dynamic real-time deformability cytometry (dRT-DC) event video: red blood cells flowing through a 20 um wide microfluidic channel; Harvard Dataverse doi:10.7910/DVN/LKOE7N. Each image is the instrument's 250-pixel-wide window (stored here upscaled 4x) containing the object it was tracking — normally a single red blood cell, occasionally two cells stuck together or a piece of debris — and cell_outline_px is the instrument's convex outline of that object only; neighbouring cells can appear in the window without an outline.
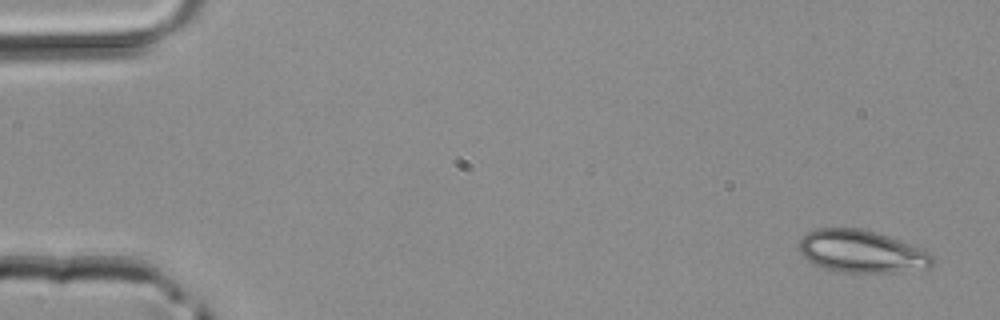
{"species": "common noctule bat (a hibernating species)", "species_latin": "Nyctalus noctula", "temperature_condition": "room temperature", "stored_images_in_passage": 4, "camera_frame_rate_fps": 3000, "um_per_image_px": 0.085, "animal": {"sex": "male", "body_mass_g": 20.4}, "frame": {"image": 1, "passage_image": 1, "time_ms": 0.0, "image_size_px": [1000, 320], "cell_outline_px": [[936, 264], [928, 268], [904, 272], [836, 272], [812, 264], [800, 252], [800, 240], [808, 232], [816, 228], [860, 228], [876, 232], [924, 248], [936, 256]], "centroid_in_image_um": [73.32, 21.39], "position_along_channel_um": 11.7, "area_um2": 33.58}}